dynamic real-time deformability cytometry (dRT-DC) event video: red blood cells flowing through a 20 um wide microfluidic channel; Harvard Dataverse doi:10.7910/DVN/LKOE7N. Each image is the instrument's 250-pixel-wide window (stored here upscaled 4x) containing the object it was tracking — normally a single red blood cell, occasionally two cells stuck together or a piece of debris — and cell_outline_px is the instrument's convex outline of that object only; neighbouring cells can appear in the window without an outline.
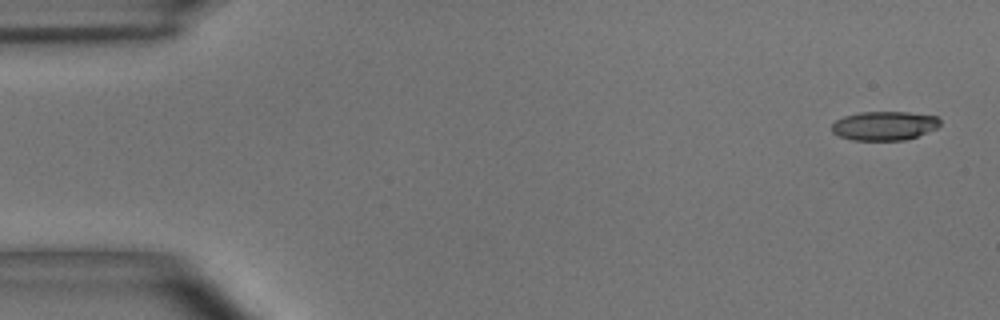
{"species": "common noctule bat (a hibernating species)", "species_latin": "Nyctalus noctula", "temperature_condition": "room temperature", "stored_images_in_passage": 6, "camera_frame_rate_fps": 3000, "um_per_image_px": 0.085, "animal": {"sex": "male", "body_mass_g": 15.6}, "frame": {"image": 1, "passage_image": 1, "time_ms": 0.0, "image_size_px": [1000, 320], "cell_outline_px": [[940, 124], [936, 128], [916, 136], [904, 140], [852, 140], [840, 136], [832, 132], [832, 124], [836, 120], [844, 116], [860, 112], [908, 112], [936, 116], [940, 120]], "centroid_in_image_um": [75.15, 10.68], "position_along_channel_um": 9.9, "area_um2": 18.15}}
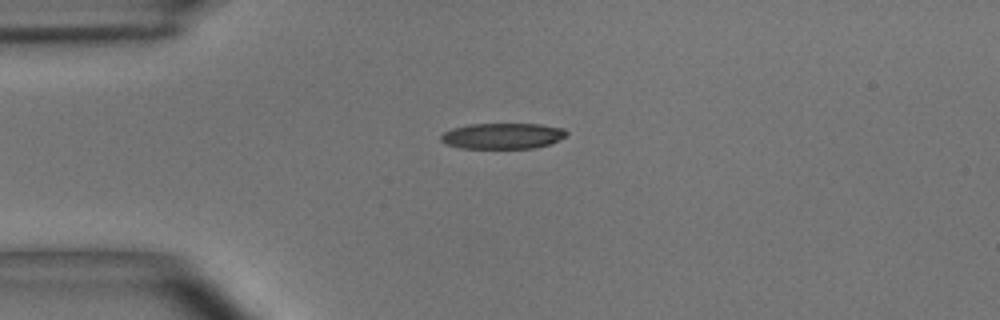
{"frame": {"image": 2, "passage_image": 4, "time_ms": 1.0, "image_size_px": [1000, 320], "cell_outline_px": [[568, 132], [564, 136], [548, 144], [532, 148], [460, 148], [448, 144], [440, 140], [440, 136], [444, 132], [452, 128], [468, 124], [540, 124], [564, 128]], "centroid_in_image_um": [42.69, 11.54], "position_along_channel_um": 42.3, "area_um2": 18.73}}
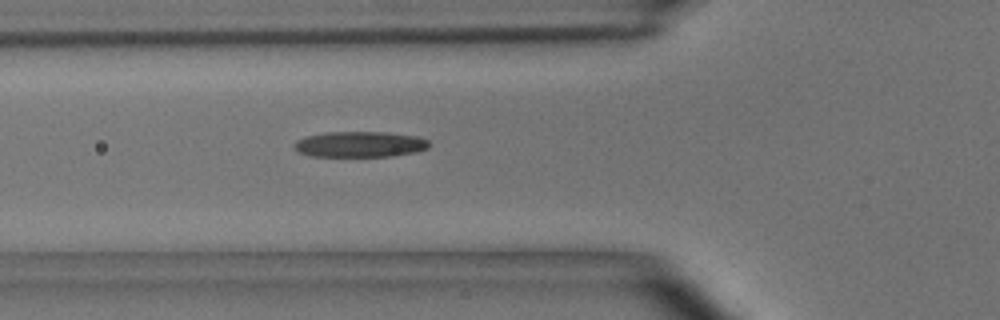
{"frame": {"image": 3, "passage_image": 6, "time_ms": 1.667, "image_size_px": [1000, 320], "cell_outline_px": [[428, 148], [416, 152], [392, 156], [308, 156], [292, 148], [296, 140], [304, 136], [328, 132], [384, 132], [416, 136], [428, 140]], "centroid_in_image_um": [30.54, 12.26], "position_along_channel_um": 95.3, "area_um2": 20.23}}